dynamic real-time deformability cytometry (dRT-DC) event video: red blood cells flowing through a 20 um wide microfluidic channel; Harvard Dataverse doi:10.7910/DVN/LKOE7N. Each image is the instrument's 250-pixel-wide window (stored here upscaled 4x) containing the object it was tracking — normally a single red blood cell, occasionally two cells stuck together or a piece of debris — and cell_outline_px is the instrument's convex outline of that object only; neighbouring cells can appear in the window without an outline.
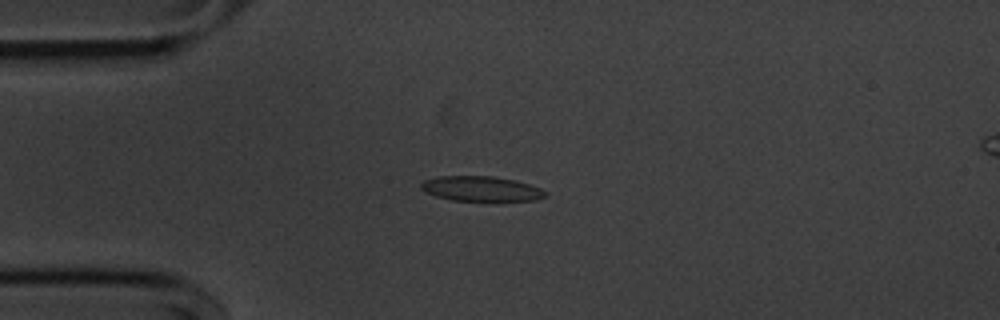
{"species": "common noctule bat (a hibernating species)", "species_latin": "Nyctalus noctula", "temperature_condition": "cold", "stored_images_in_passage": 54, "camera_frame_rate_fps": 3000, "um_per_image_px": 0.085, "animal": {"sex": "male", "body_mass_g": 20.1, "forearm_length_mm": 53.5}, "frame": {"image": 1, "passage_image": 13, "time_ms": 4.0, "image_size_px": [1000, 320], "cell_outline_px": [[548, 192], [544, 196], [536, 200], [452, 200], [436, 196], [424, 192], [420, 188], [420, 184], [424, 180], [436, 176], [492, 176], [512, 180], [528, 184], [540, 188]], "centroid_in_image_um": [40.83, 16.03], "position_along_channel_um": 44.2, "area_um2": 17.86}}
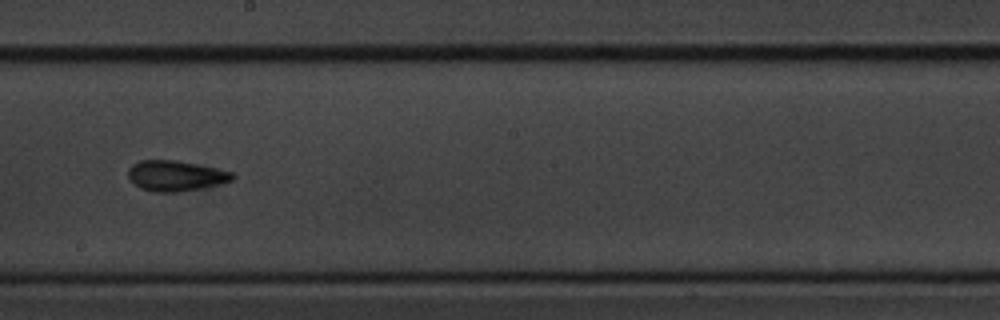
{"frame": {"image": 2, "passage_image": 30, "time_ms": 9.667, "image_size_px": [1000, 320], "cell_outline_px": [[236, 176], [232, 180], [220, 184], [200, 188], [176, 192], [156, 192], [140, 188], [128, 180], [128, 168], [132, 164], [140, 160], [176, 160], [196, 164], [232, 172]], "centroid_in_image_um": [14.88, 14.94], "position_along_channel_um": 233.3, "area_um2": 18.5}}
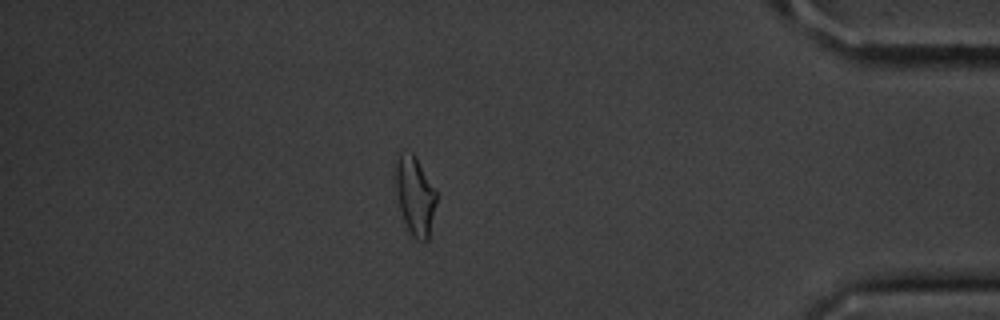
{"frame": {"image": 3, "passage_image": 47, "time_ms": 15.333, "image_size_px": [1000, 320], "cell_outline_px": [[436, 200], [428, 240], [420, 240], [412, 236], [404, 220], [400, 208], [396, 188], [396, 160], [400, 152], [412, 152], [416, 156], [436, 192]], "centroid_in_image_um": [35.27, 16.6], "position_along_channel_um": 399.9, "area_um2": 18.15}, "authors_computed_cell_mechanics": {"area_um2": 17.9758, "velocity_mm_per_s": 3.6276, "shape_relaxation_time_tau1_ms": 3.455, "shape_relaxation_time_tau2_ms": 2.501, "deformation_change_tau1": 0.1233, "deformation_change_tau2": 0.0878}}